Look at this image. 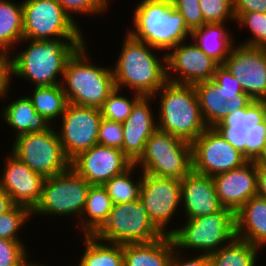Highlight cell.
Segmentation results:
<instances>
[{"label": "cell", "instance_id": "30", "mask_svg": "<svg viewBox=\"0 0 266 266\" xmlns=\"http://www.w3.org/2000/svg\"><path fill=\"white\" fill-rule=\"evenodd\" d=\"M37 113L42 115L52 125V120L60 119L68 105L62 85L35 86L31 96H27Z\"/></svg>", "mask_w": 266, "mask_h": 266}, {"label": "cell", "instance_id": "42", "mask_svg": "<svg viewBox=\"0 0 266 266\" xmlns=\"http://www.w3.org/2000/svg\"><path fill=\"white\" fill-rule=\"evenodd\" d=\"M266 143V118L261 122H253L246 140V158L255 161Z\"/></svg>", "mask_w": 266, "mask_h": 266}, {"label": "cell", "instance_id": "46", "mask_svg": "<svg viewBox=\"0 0 266 266\" xmlns=\"http://www.w3.org/2000/svg\"><path fill=\"white\" fill-rule=\"evenodd\" d=\"M182 257H184V255L182 256V253L174 249L170 266H210V259L207 254L198 253V256L194 258L191 256L188 257V259Z\"/></svg>", "mask_w": 266, "mask_h": 266}, {"label": "cell", "instance_id": "22", "mask_svg": "<svg viewBox=\"0 0 266 266\" xmlns=\"http://www.w3.org/2000/svg\"><path fill=\"white\" fill-rule=\"evenodd\" d=\"M180 181L181 205L184 207L182 210L186 219L213 214L223 208L212 177L191 170Z\"/></svg>", "mask_w": 266, "mask_h": 266}, {"label": "cell", "instance_id": "9", "mask_svg": "<svg viewBox=\"0 0 266 266\" xmlns=\"http://www.w3.org/2000/svg\"><path fill=\"white\" fill-rule=\"evenodd\" d=\"M11 153L44 178L52 177L71 168L56 128L28 133L13 139Z\"/></svg>", "mask_w": 266, "mask_h": 266}, {"label": "cell", "instance_id": "47", "mask_svg": "<svg viewBox=\"0 0 266 266\" xmlns=\"http://www.w3.org/2000/svg\"><path fill=\"white\" fill-rule=\"evenodd\" d=\"M257 196L266 200V164L256 162Z\"/></svg>", "mask_w": 266, "mask_h": 266}, {"label": "cell", "instance_id": "24", "mask_svg": "<svg viewBox=\"0 0 266 266\" xmlns=\"http://www.w3.org/2000/svg\"><path fill=\"white\" fill-rule=\"evenodd\" d=\"M175 245L171 236L149 243L124 244V266H170Z\"/></svg>", "mask_w": 266, "mask_h": 266}, {"label": "cell", "instance_id": "13", "mask_svg": "<svg viewBox=\"0 0 266 266\" xmlns=\"http://www.w3.org/2000/svg\"><path fill=\"white\" fill-rule=\"evenodd\" d=\"M139 199L147 208L148 218L155 228L162 235L171 236L172 229L167 226L181 207V181L143 173Z\"/></svg>", "mask_w": 266, "mask_h": 266}, {"label": "cell", "instance_id": "16", "mask_svg": "<svg viewBox=\"0 0 266 266\" xmlns=\"http://www.w3.org/2000/svg\"><path fill=\"white\" fill-rule=\"evenodd\" d=\"M223 65L252 100L266 101V48L236 44Z\"/></svg>", "mask_w": 266, "mask_h": 266}, {"label": "cell", "instance_id": "39", "mask_svg": "<svg viewBox=\"0 0 266 266\" xmlns=\"http://www.w3.org/2000/svg\"><path fill=\"white\" fill-rule=\"evenodd\" d=\"M174 8L178 11L188 27L192 32L196 28H200L206 22L204 21L202 11L200 9L199 0H171Z\"/></svg>", "mask_w": 266, "mask_h": 266}, {"label": "cell", "instance_id": "48", "mask_svg": "<svg viewBox=\"0 0 266 266\" xmlns=\"http://www.w3.org/2000/svg\"><path fill=\"white\" fill-rule=\"evenodd\" d=\"M14 205L10 195L0 186V215L9 211Z\"/></svg>", "mask_w": 266, "mask_h": 266}, {"label": "cell", "instance_id": "1", "mask_svg": "<svg viewBox=\"0 0 266 266\" xmlns=\"http://www.w3.org/2000/svg\"><path fill=\"white\" fill-rule=\"evenodd\" d=\"M27 48L9 56L10 78L19 77L33 86H51L61 84L58 79L74 52L85 43L84 38H54L47 40H28ZM59 75V76H58ZM60 80V81H59Z\"/></svg>", "mask_w": 266, "mask_h": 266}, {"label": "cell", "instance_id": "3", "mask_svg": "<svg viewBox=\"0 0 266 266\" xmlns=\"http://www.w3.org/2000/svg\"><path fill=\"white\" fill-rule=\"evenodd\" d=\"M132 20L134 28H129L127 33L158 51L164 50V54L191 38V31L171 0H140Z\"/></svg>", "mask_w": 266, "mask_h": 266}, {"label": "cell", "instance_id": "40", "mask_svg": "<svg viewBox=\"0 0 266 266\" xmlns=\"http://www.w3.org/2000/svg\"><path fill=\"white\" fill-rule=\"evenodd\" d=\"M23 241L0 239V266H19L28 256Z\"/></svg>", "mask_w": 266, "mask_h": 266}, {"label": "cell", "instance_id": "44", "mask_svg": "<svg viewBox=\"0 0 266 266\" xmlns=\"http://www.w3.org/2000/svg\"><path fill=\"white\" fill-rule=\"evenodd\" d=\"M10 55L0 52V100L8 98L11 84L10 78Z\"/></svg>", "mask_w": 266, "mask_h": 266}, {"label": "cell", "instance_id": "29", "mask_svg": "<svg viewBox=\"0 0 266 266\" xmlns=\"http://www.w3.org/2000/svg\"><path fill=\"white\" fill-rule=\"evenodd\" d=\"M85 250L78 266H124L123 245L107 243L94 235H85Z\"/></svg>", "mask_w": 266, "mask_h": 266}, {"label": "cell", "instance_id": "14", "mask_svg": "<svg viewBox=\"0 0 266 266\" xmlns=\"http://www.w3.org/2000/svg\"><path fill=\"white\" fill-rule=\"evenodd\" d=\"M192 147V170L213 177L242 166L248 159L214 127H208Z\"/></svg>", "mask_w": 266, "mask_h": 266}, {"label": "cell", "instance_id": "8", "mask_svg": "<svg viewBox=\"0 0 266 266\" xmlns=\"http://www.w3.org/2000/svg\"><path fill=\"white\" fill-rule=\"evenodd\" d=\"M134 164L143 173L182 180L192 170L191 143L157 129Z\"/></svg>", "mask_w": 266, "mask_h": 266}, {"label": "cell", "instance_id": "27", "mask_svg": "<svg viewBox=\"0 0 266 266\" xmlns=\"http://www.w3.org/2000/svg\"><path fill=\"white\" fill-rule=\"evenodd\" d=\"M112 206L106 188L103 185H91L78 228L82 229L84 235H94L107 221Z\"/></svg>", "mask_w": 266, "mask_h": 266}, {"label": "cell", "instance_id": "6", "mask_svg": "<svg viewBox=\"0 0 266 266\" xmlns=\"http://www.w3.org/2000/svg\"><path fill=\"white\" fill-rule=\"evenodd\" d=\"M184 222V226L172 228L171 237L179 252L189 249L209 255L236 237L235 213L228 208L223 207L216 213L186 219Z\"/></svg>", "mask_w": 266, "mask_h": 266}, {"label": "cell", "instance_id": "4", "mask_svg": "<svg viewBox=\"0 0 266 266\" xmlns=\"http://www.w3.org/2000/svg\"><path fill=\"white\" fill-rule=\"evenodd\" d=\"M86 48L85 42L69 58L61 85L68 103L100 108L116 88L113 71L92 63Z\"/></svg>", "mask_w": 266, "mask_h": 266}, {"label": "cell", "instance_id": "12", "mask_svg": "<svg viewBox=\"0 0 266 266\" xmlns=\"http://www.w3.org/2000/svg\"><path fill=\"white\" fill-rule=\"evenodd\" d=\"M23 39L84 38L79 24L57 0H24Z\"/></svg>", "mask_w": 266, "mask_h": 266}, {"label": "cell", "instance_id": "19", "mask_svg": "<svg viewBox=\"0 0 266 266\" xmlns=\"http://www.w3.org/2000/svg\"><path fill=\"white\" fill-rule=\"evenodd\" d=\"M0 186L7 192L15 205L29 208L31 211L40 201L44 177L31 170L11 152L6 157Z\"/></svg>", "mask_w": 266, "mask_h": 266}, {"label": "cell", "instance_id": "41", "mask_svg": "<svg viewBox=\"0 0 266 266\" xmlns=\"http://www.w3.org/2000/svg\"><path fill=\"white\" fill-rule=\"evenodd\" d=\"M98 144L101 146L122 149V123L111 121L102 117L98 132Z\"/></svg>", "mask_w": 266, "mask_h": 266}, {"label": "cell", "instance_id": "23", "mask_svg": "<svg viewBox=\"0 0 266 266\" xmlns=\"http://www.w3.org/2000/svg\"><path fill=\"white\" fill-rule=\"evenodd\" d=\"M236 238L262 250L266 246V200L259 196L249 199L235 213Z\"/></svg>", "mask_w": 266, "mask_h": 266}, {"label": "cell", "instance_id": "25", "mask_svg": "<svg viewBox=\"0 0 266 266\" xmlns=\"http://www.w3.org/2000/svg\"><path fill=\"white\" fill-rule=\"evenodd\" d=\"M2 110L1 118L8 127L16 131L13 139L28 133L43 132L51 127L47 120L36 112L27 96L11 101Z\"/></svg>", "mask_w": 266, "mask_h": 266}, {"label": "cell", "instance_id": "26", "mask_svg": "<svg viewBox=\"0 0 266 266\" xmlns=\"http://www.w3.org/2000/svg\"><path fill=\"white\" fill-rule=\"evenodd\" d=\"M226 23H206L191 32V39L207 56L223 64L229 56L235 39ZM230 32V33H229Z\"/></svg>", "mask_w": 266, "mask_h": 266}, {"label": "cell", "instance_id": "17", "mask_svg": "<svg viewBox=\"0 0 266 266\" xmlns=\"http://www.w3.org/2000/svg\"><path fill=\"white\" fill-rule=\"evenodd\" d=\"M166 65L169 82L195 85L212 80L220 64L207 56L191 40V44H186L184 41L166 52Z\"/></svg>", "mask_w": 266, "mask_h": 266}, {"label": "cell", "instance_id": "18", "mask_svg": "<svg viewBox=\"0 0 266 266\" xmlns=\"http://www.w3.org/2000/svg\"><path fill=\"white\" fill-rule=\"evenodd\" d=\"M132 164L121 149L99 144L71 160V168L90 185H104Z\"/></svg>", "mask_w": 266, "mask_h": 266}, {"label": "cell", "instance_id": "7", "mask_svg": "<svg viewBox=\"0 0 266 266\" xmlns=\"http://www.w3.org/2000/svg\"><path fill=\"white\" fill-rule=\"evenodd\" d=\"M194 88L207 127H215L229 112L245 109L253 102L223 64L216 68L212 80L199 82Z\"/></svg>", "mask_w": 266, "mask_h": 266}, {"label": "cell", "instance_id": "43", "mask_svg": "<svg viewBox=\"0 0 266 266\" xmlns=\"http://www.w3.org/2000/svg\"><path fill=\"white\" fill-rule=\"evenodd\" d=\"M233 147L246 157V140L248 132L239 129H216Z\"/></svg>", "mask_w": 266, "mask_h": 266}, {"label": "cell", "instance_id": "5", "mask_svg": "<svg viewBox=\"0 0 266 266\" xmlns=\"http://www.w3.org/2000/svg\"><path fill=\"white\" fill-rule=\"evenodd\" d=\"M157 94L160 98L157 129L192 143L208 128L201 115L194 85L167 81L154 94V99Z\"/></svg>", "mask_w": 266, "mask_h": 266}, {"label": "cell", "instance_id": "2", "mask_svg": "<svg viewBox=\"0 0 266 266\" xmlns=\"http://www.w3.org/2000/svg\"><path fill=\"white\" fill-rule=\"evenodd\" d=\"M122 50L112 68L115 86L141 96L153 97L168 81L166 54L160 58L154 47L125 33Z\"/></svg>", "mask_w": 266, "mask_h": 266}, {"label": "cell", "instance_id": "45", "mask_svg": "<svg viewBox=\"0 0 266 266\" xmlns=\"http://www.w3.org/2000/svg\"><path fill=\"white\" fill-rule=\"evenodd\" d=\"M236 20L248 12L266 13V0H233Z\"/></svg>", "mask_w": 266, "mask_h": 266}, {"label": "cell", "instance_id": "21", "mask_svg": "<svg viewBox=\"0 0 266 266\" xmlns=\"http://www.w3.org/2000/svg\"><path fill=\"white\" fill-rule=\"evenodd\" d=\"M153 97L142 96L133 106L130 116L122 123L124 155L134 164L143 154L146 141L157 130L152 112Z\"/></svg>", "mask_w": 266, "mask_h": 266}, {"label": "cell", "instance_id": "15", "mask_svg": "<svg viewBox=\"0 0 266 266\" xmlns=\"http://www.w3.org/2000/svg\"><path fill=\"white\" fill-rule=\"evenodd\" d=\"M59 120L62 122L61 130L58 128L57 133L70 160L98 144V132L102 120L99 108L68 103L65 113Z\"/></svg>", "mask_w": 266, "mask_h": 266}, {"label": "cell", "instance_id": "31", "mask_svg": "<svg viewBox=\"0 0 266 266\" xmlns=\"http://www.w3.org/2000/svg\"><path fill=\"white\" fill-rule=\"evenodd\" d=\"M260 250L235 237L229 244L208 255L210 266H256Z\"/></svg>", "mask_w": 266, "mask_h": 266}, {"label": "cell", "instance_id": "35", "mask_svg": "<svg viewBox=\"0 0 266 266\" xmlns=\"http://www.w3.org/2000/svg\"><path fill=\"white\" fill-rule=\"evenodd\" d=\"M31 216V210L21 205H14L9 211L1 214L0 239L22 241L18 231L22 229Z\"/></svg>", "mask_w": 266, "mask_h": 266}, {"label": "cell", "instance_id": "11", "mask_svg": "<svg viewBox=\"0 0 266 266\" xmlns=\"http://www.w3.org/2000/svg\"><path fill=\"white\" fill-rule=\"evenodd\" d=\"M90 184L72 168L44 179L40 201L32 215L77 216L84 210Z\"/></svg>", "mask_w": 266, "mask_h": 266}, {"label": "cell", "instance_id": "34", "mask_svg": "<svg viewBox=\"0 0 266 266\" xmlns=\"http://www.w3.org/2000/svg\"><path fill=\"white\" fill-rule=\"evenodd\" d=\"M121 89L115 88L109 97L103 102L99 108L101 116L105 119L123 123L131 114L135 103L142 97L137 93H133V98L121 95Z\"/></svg>", "mask_w": 266, "mask_h": 266}, {"label": "cell", "instance_id": "36", "mask_svg": "<svg viewBox=\"0 0 266 266\" xmlns=\"http://www.w3.org/2000/svg\"><path fill=\"white\" fill-rule=\"evenodd\" d=\"M242 27L249 29L252 33L251 38L246 39V42L241 45L249 47L266 48V13L248 12L243 13L236 20ZM253 37V38H252Z\"/></svg>", "mask_w": 266, "mask_h": 266}, {"label": "cell", "instance_id": "20", "mask_svg": "<svg viewBox=\"0 0 266 266\" xmlns=\"http://www.w3.org/2000/svg\"><path fill=\"white\" fill-rule=\"evenodd\" d=\"M221 205L236 213L249 199L257 195L256 161L212 177Z\"/></svg>", "mask_w": 266, "mask_h": 266}, {"label": "cell", "instance_id": "32", "mask_svg": "<svg viewBox=\"0 0 266 266\" xmlns=\"http://www.w3.org/2000/svg\"><path fill=\"white\" fill-rule=\"evenodd\" d=\"M138 168L135 164H132L123 173L114 176L108 180L103 186L106 188L111 201L114 204L127 203L136 201L140 196V188L143 180V172H141L138 179L133 178L131 173ZM132 176V177H131ZM134 179V180H133Z\"/></svg>", "mask_w": 266, "mask_h": 266}, {"label": "cell", "instance_id": "50", "mask_svg": "<svg viewBox=\"0 0 266 266\" xmlns=\"http://www.w3.org/2000/svg\"><path fill=\"white\" fill-rule=\"evenodd\" d=\"M255 161L258 163L266 164V143L264 145L262 154Z\"/></svg>", "mask_w": 266, "mask_h": 266}, {"label": "cell", "instance_id": "28", "mask_svg": "<svg viewBox=\"0 0 266 266\" xmlns=\"http://www.w3.org/2000/svg\"><path fill=\"white\" fill-rule=\"evenodd\" d=\"M23 40V4L0 0V52L10 55L11 49Z\"/></svg>", "mask_w": 266, "mask_h": 266}, {"label": "cell", "instance_id": "49", "mask_svg": "<svg viewBox=\"0 0 266 266\" xmlns=\"http://www.w3.org/2000/svg\"><path fill=\"white\" fill-rule=\"evenodd\" d=\"M31 260H28V257H26L21 263L19 266H47L45 264H39L37 262H30Z\"/></svg>", "mask_w": 266, "mask_h": 266}, {"label": "cell", "instance_id": "33", "mask_svg": "<svg viewBox=\"0 0 266 266\" xmlns=\"http://www.w3.org/2000/svg\"><path fill=\"white\" fill-rule=\"evenodd\" d=\"M266 118V101H254L245 109L229 112L215 129H239L250 132L253 122H261Z\"/></svg>", "mask_w": 266, "mask_h": 266}, {"label": "cell", "instance_id": "10", "mask_svg": "<svg viewBox=\"0 0 266 266\" xmlns=\"http://www.w3.org/2000/svg\"><path fill=\"white\" fill-rule=\"evenodd\" d=\"M94 236L107 243L124 245L153 242L163 235L150 222L145 205L137 199L114 204L107 221Z\"/></svg>", "mask_w": 266, "mask_h": 266}, {"label": "cell", "instance_id": "37", "mask_svg": "<svg viewBox=\"0 0 266 266\" xmlns=\"http://www.w3.org/2000/svg\"><path fill=\"white\" fill-rule=\"evenodd\" d=\"M199 6L206 23H227L236 21L233 0H199Z\"/></svg>", "mask_w": 266, "mask_h": 266}, {"label": "cell", "instance_id": "38", "mask_svg": "<svg viewBox=\"0 0 266 266\" xmlns=\"http://www.w3.org/2000/svg\"><path fill=\"white\" fill-rule=\"evenodd\" d=\"M65 12L75 21L72 13L95 16L108 11L109 4L104 0H57ZM100 13V14H99Z\"/></svg>", "mask_w": 266, "mask_h": 266}]
</instances>
